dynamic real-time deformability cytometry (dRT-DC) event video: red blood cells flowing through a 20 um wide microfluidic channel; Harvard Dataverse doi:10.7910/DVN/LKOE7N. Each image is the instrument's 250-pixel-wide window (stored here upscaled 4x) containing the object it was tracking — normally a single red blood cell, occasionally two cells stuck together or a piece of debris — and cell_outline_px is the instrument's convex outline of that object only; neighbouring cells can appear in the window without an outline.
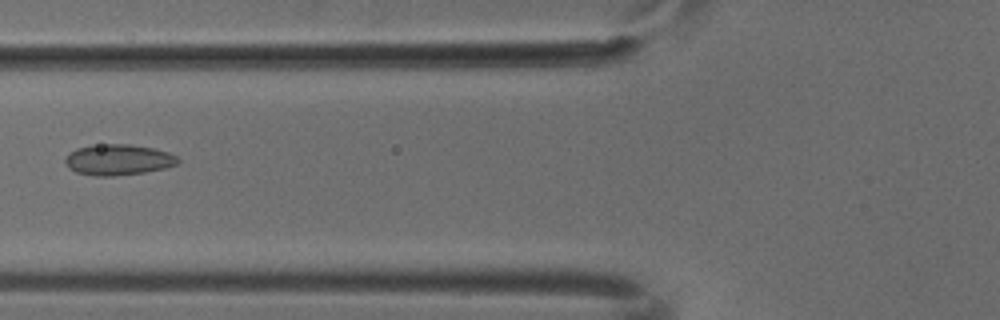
{"species": "common noctule bat (a hibernating species)", "species_latin": "Nyctalus noctula", "temperature_condition": "cold", "stored_images_in_passage": 6, "camera_frame_rate_fps": 3000, "um_per_image_px": 0.085, "animal": {"sex": "male", "body_mass_g": 18.8}, "frame": {"image": 1, "passage_image": 5, "time_ms": 1.333, "image_size_px": [1000, 320], "cell_outline_px": [[180, 160], [176, 164], [164, 168], [144, 172], [112, 176], [96, 176], [76, 172], [68, 168], [64, 164], [64, 160], [76, 148], [108, 144], [128, 144], [152, 148], [168, 152], [176, 156]], "centroid_in_image_um": [10.04, 13.59], "position_along_channel_um": 115.8, "area_um2": 19.94}}
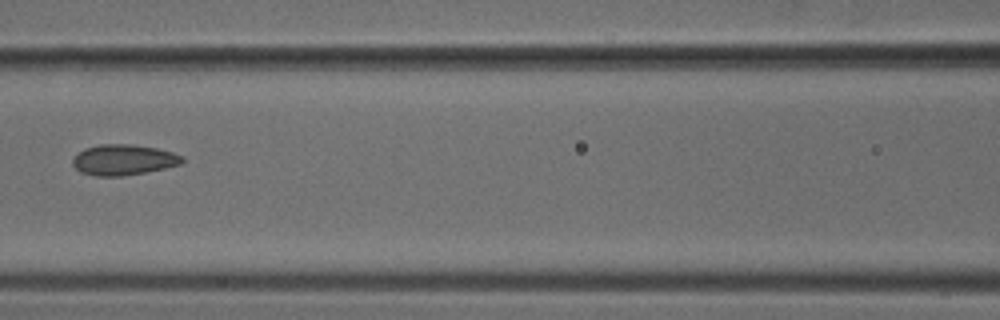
{"frame": {"image": 2, "passage_image": 6, "time_ms": 1.667, "image_size_px": [1000, 320], "cell_outline_px": [[184, 160], [180, 164], [164, 168], [144, 172], [120, 176], [96, 176], [80, 172], [72, 164], [72, 160], [84, 148], [100, 144], [132, 144], [156, 148], [172, 152], [184, 156]], "centroid_in_image_um": [10.49, 13.58], "position_along_channel_um": 156.1, "area_um2": 19.42}}